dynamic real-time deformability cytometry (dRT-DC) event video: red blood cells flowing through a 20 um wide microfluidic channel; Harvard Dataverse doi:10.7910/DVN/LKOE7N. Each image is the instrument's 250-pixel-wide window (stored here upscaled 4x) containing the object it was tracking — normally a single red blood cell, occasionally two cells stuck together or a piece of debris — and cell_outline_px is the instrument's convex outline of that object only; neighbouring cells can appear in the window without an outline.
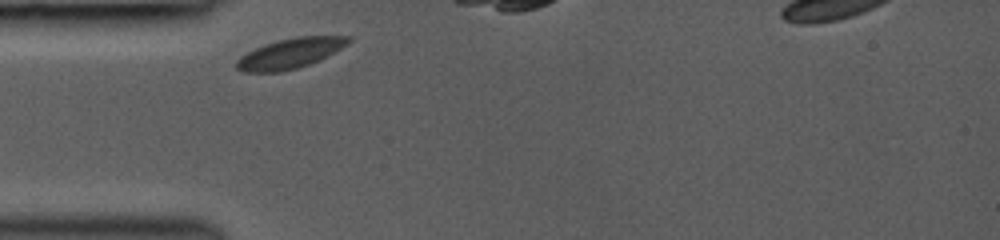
{"species": "common noctule bat (a hibernating species)", "species_latin": "Nyctalus noctula", "temperature_condition": "room temperature", "stored_images_in_passage": 27, "camera_frame_rate_fps": 3000, "um_per_image_px": 0.085, "animal": {"sex": "female", "body_mass_g": 19.0, "forearm_length_mm": 53.3}, "frame": {"image": 1, "passage_image": 1, "time_ms": 0.0, "image_size_px": [1000, 240], "cell_outline_px": [[352, 40], [348, 44], [308, 64], [296, 68], [280, 72], [244, 72], [236, 68], [236, 60], [240, 56], [264, 44], [296, 36], [352, 36]], "centroid_in_image_um": [24.63, 4.53], "position_along_channel_um": 60.4, "area_um2": 19.25}}
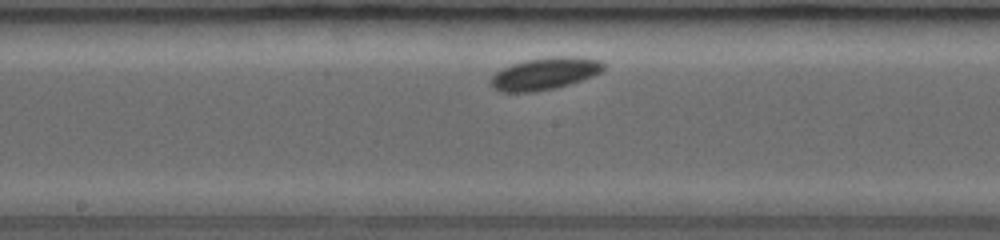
{"frame": {"image": 2, "passage_image": 12, "time_ms": 3.667, "image_size_px": [1000, 240], "cell_outline_px": [[608, 64], [600, 72], [592, 76], [568, 84], [536, 92], [500, 92], [492, 88], [488, 80], [500, 68], [512, 64], [528, 60], [548, 56], [576, 56], [600, 60]], "centroid_in_image_um": [46.28, 6.25], "position_along_channel_um": 201.9, "area_um2": 21.33}}
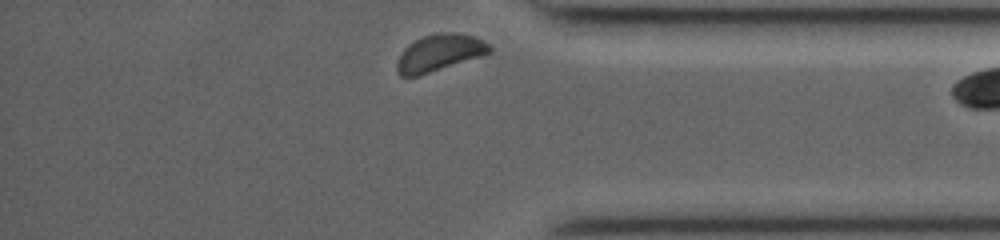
{"frame": {"image": 3, "passage_image": 27, "time_ms": 8.667, "image_size_px": [1000, 240], "cell_outline_px": [[492, 52], [484, 56], [416, 76], [400, 76], [396, 72], [396, 60], [404, 48], [408, 44], [424, 36], [436, 32], [452, 32], [472, 36], [484, 40], [492, 48]], "centroid_in_image_um": [37.35, 4.49], "position_along_channel_um": 397.9, "area_um2": 20.0}, "authors_computed_cell_mechanics": {"area_um2": 19.8254, "velocity_mm_per_s": 3.9337, "shape_relaxation_time_tau1_ms": 1.4621, "shape_relaxation_time_tau2_ms": null, "deformation_change_tau1": 0.0581, "deformation_change_tau2": null}}